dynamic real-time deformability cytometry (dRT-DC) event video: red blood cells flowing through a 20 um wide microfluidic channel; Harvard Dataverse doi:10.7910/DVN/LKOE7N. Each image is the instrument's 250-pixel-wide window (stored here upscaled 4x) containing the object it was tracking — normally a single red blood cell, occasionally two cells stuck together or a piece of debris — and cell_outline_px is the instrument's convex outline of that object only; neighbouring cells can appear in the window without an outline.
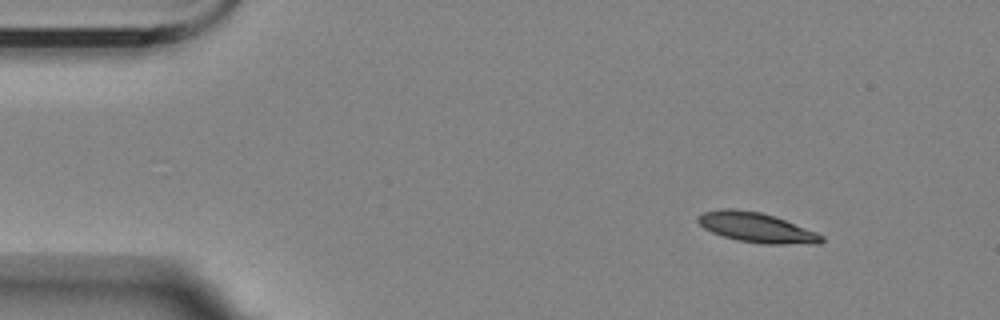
{"species": "Egyptian fruit bat (a non-hibernating species)", "species_latin": "Rousettus aegyptiacus", "temperature_condition": "room temperature", "stored_images_in_passage": 6, "camera_frame_rate_fps": 3000, "um_per_image_px": 0.085, "animal": {"sex": "female"}, "frame": {"image": 1, "passage_image": 1, "time_ms": 0.0, "image_size_px": [1000, 320], "cell_outline_px": [[824, 240], [820, 244], [764, 244], [740, 240], [724, 236], [712, 232], [704, 228], [696, 220], [704, 212], [720, 208], [732, 208], [760, 212], [784, 220], [816, 232], [824, 236]], "centroid_in_image_um": [64.32, 19.34], "position_along_channel_um": 20.7, "area_um2": 21.21}}
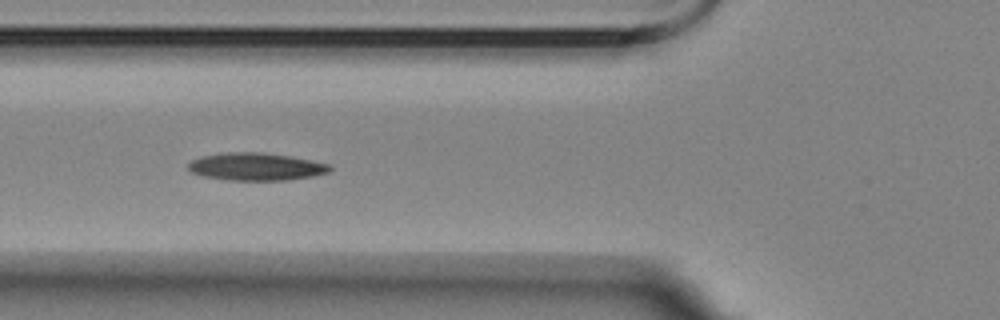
{"frame": {"image": 2, "passage_image": 5, "time_ms": 4.667, "image_size_px": [1000, 320], "cell_outline_px": [[332, 168], [328, 172], [312, 176], [288, 180], [228, 180], [200, 176], [192, 172], [188, 168], [188, 164], [192, 160], [204, 156], [232, 152], [256, 152], [292, 156], [328, 164]], "centroid_in_image_um": [21.75, 14.17], "position_along_channel_um": 104.0, "area_um2": 22.54}}
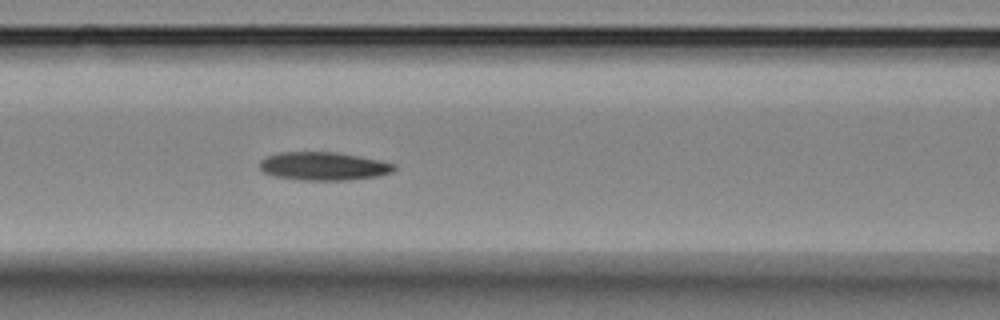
{"frame": {"image": 3, "passage_image": 6, "time_ms": 5.667, "image_size_px": [1000, 320], "cell_outline_px": [[396, 168], [392, 172], [376, 176], [348, 180], [304, 180], [272, 176], [264, 172], [260, 168], [260, 160], [268, 156], [280, 152], [336, 152], [380, 160], [396, 164]], "centroid_in_image_um": [27.5, 14.12], "position_along_channel_um": 139.1, "area_um2": 22.08}}